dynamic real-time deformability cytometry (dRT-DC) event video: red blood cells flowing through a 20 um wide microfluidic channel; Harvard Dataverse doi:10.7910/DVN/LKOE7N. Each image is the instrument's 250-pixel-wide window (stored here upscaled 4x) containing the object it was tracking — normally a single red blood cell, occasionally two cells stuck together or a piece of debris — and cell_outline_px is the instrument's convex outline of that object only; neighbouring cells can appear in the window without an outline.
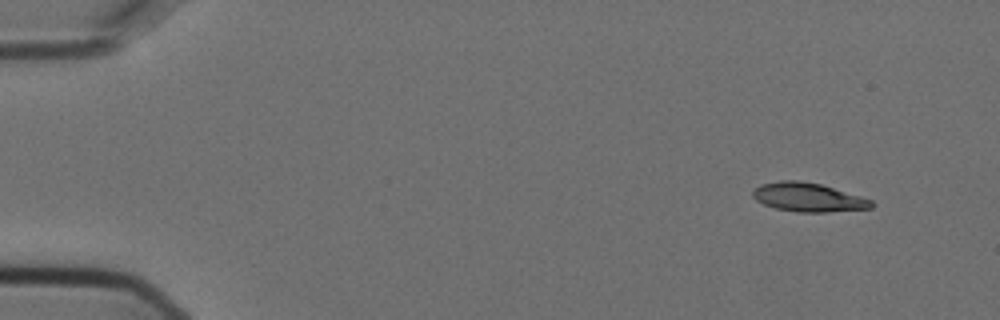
{"species": "Egyptian fruit bat (a non-hibernating species)", "species_latin": "Rousettus aegyptiacus", "temperature_condition": "cold", "stored_images_in_passage": 7, "camera_frame_rate_fps": 3000, "um_per_image_px": 0.085, "animal": {"sex": "female"}, "frame": {"image": 1, "passage_image": 1, "time_ms": 0.0, "image_size_px": [1000, 320], "cell_outline_px": [[876, 204], [872, 208], [828, 212], [796, 212], [776, 208], [764, 204], [756, 200], [752, 196], [752, 192], [760, 184], [780, 180], [796, 180], [820, 184], [860, 196], [872, 200]], "centroid_in_image_um": [68.7, 16.77], "position_along_channel_um": 16.3, "area_um2": 19.88}}
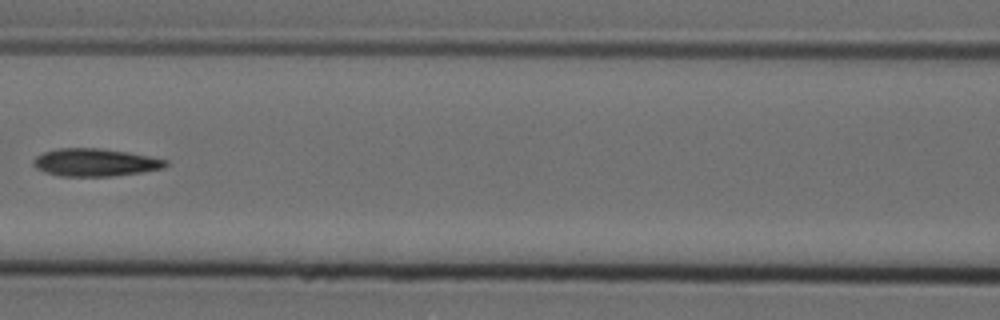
{"frame": {"image": 2, "passage_image": 6, "time_ms": 1.667, "image_size_px": [1000, 320], "cell_outline_px": [[168, 164], [164, 168], [140, 172], [112, 176], [60, 176], [44, 172], [36, 168], [32, 164], [32, 160], [36, 156], [44, 152], [60, 148], [100, 148], [128, 152], [168, 160]], "centroid_in_image_um": [8.06, 13.8], "position_along_channel_um": 158.5, "area_um2": 21.33}}
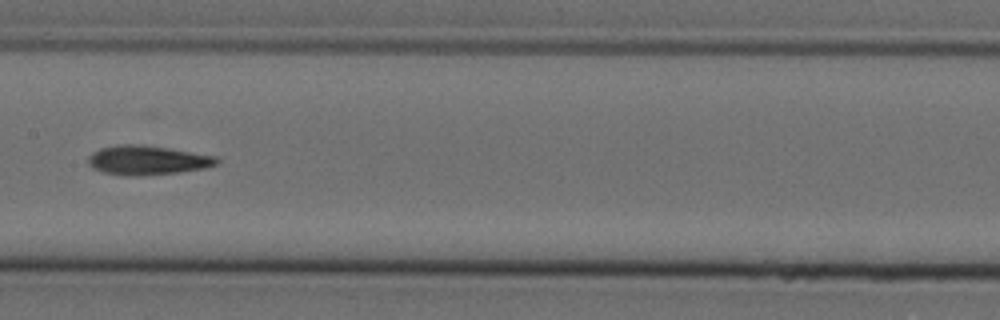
{"frame": {"image": 3, "passage_image": 7, "time_ms": 2.0, "image_size_px": [1000, 320], "cell_outline_px": [[220, 164], [204, 168], [180, 172], [136, 176], [128, 176], [104, 172], [92, 168], [88, 164], [88, 156], [92, 152], [100, 148], [116, 144], [140, 144], [168, 148], [216, 156], [220, 160]], "centroid_in_image_um": [12.52, 13.61], "position_along_channel_um": 194.9, "area_um2": 22.08}}